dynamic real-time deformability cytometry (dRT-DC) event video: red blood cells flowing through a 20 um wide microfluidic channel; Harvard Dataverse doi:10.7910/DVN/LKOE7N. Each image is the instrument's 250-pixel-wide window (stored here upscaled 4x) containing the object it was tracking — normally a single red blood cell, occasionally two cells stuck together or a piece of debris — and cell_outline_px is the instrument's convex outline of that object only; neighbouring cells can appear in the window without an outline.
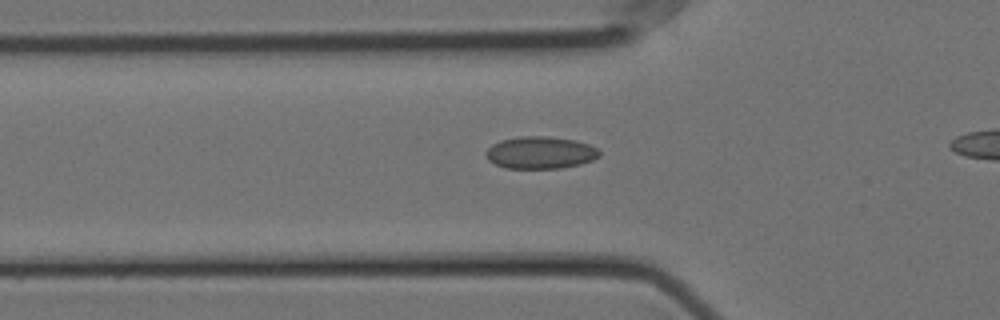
{"species": "Egyptian fruit bat (a non-hibernating species)", "species_latin": "Rousettus aegyptiacus", "temperature_condition": "cold", "stored_images_in_passage": 38, "camera_frame_rate_fps": 3000, "um_per_image_px": 0.085, "animal": {"sex": "female"}, "frame": {"image": 1, "passage_image": 11, "time_ms": 3.333, "image_size_px": [1000, 320], "cell_outline_px": [[600, 156], [592, 160], [580, 164], [560, 168], [504, 168], [488, 160], [484, 152], [492, 144], [500, 140], [520, 136], [548, 136], [576, 140], [588, 144], [596, 148], [600, 152]], "centroid_in_image_um": [45.91, 12.96], "position_along_channel_um": 79.9, "area_um2": 21.39}}
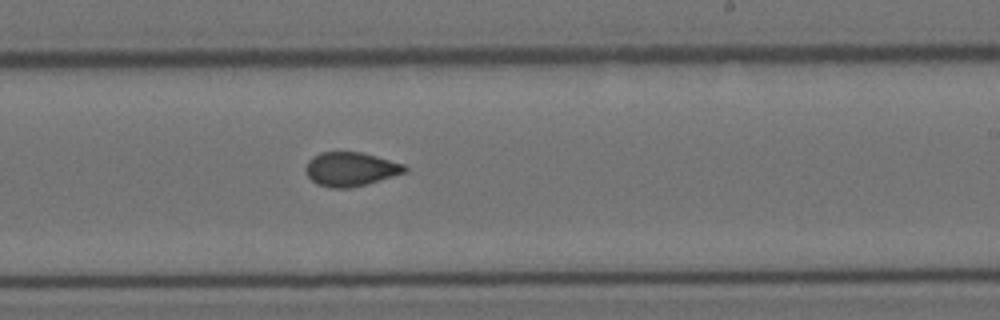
{"frame": {"image": 2, "passage_image": 26, "time_ms": 8.333, "image_size_px": [1000, 320], "cell_outline_px": [[408, 172], [364, 184], [348, 188], [328, 188], [316, 184], [308, 176], [304, 168], [308, 160], [312, 156], [320, 152], [360, 152], [376, 156], [404, 164], [408, 168]], "centroid_in_image_um": [29.77, 14.37], "position_along_channel_um": 259.2, "area_um2": 19.65}}
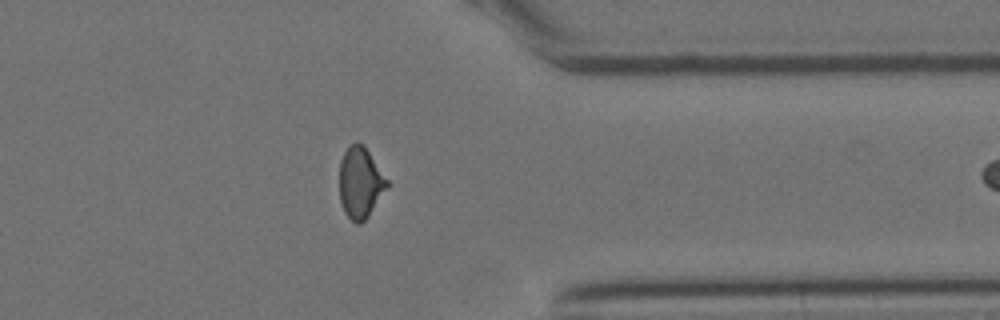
{"frame": {"image": 3, "passage_image": 37, "time_ms": 12.0, "image_size_px": [1000, 320], "cell_outline_px": [[388, 184], [368, 216], [360, 224], [356, 224], [344, 212], [340, 200], [340, 160], [344, 152], [356, 140], [364, 144], [388, 180]], "centroid_in_image_um": [30.61, 15.49], "position_along_channel_um": 380.8, "area_um2": 19.48}}